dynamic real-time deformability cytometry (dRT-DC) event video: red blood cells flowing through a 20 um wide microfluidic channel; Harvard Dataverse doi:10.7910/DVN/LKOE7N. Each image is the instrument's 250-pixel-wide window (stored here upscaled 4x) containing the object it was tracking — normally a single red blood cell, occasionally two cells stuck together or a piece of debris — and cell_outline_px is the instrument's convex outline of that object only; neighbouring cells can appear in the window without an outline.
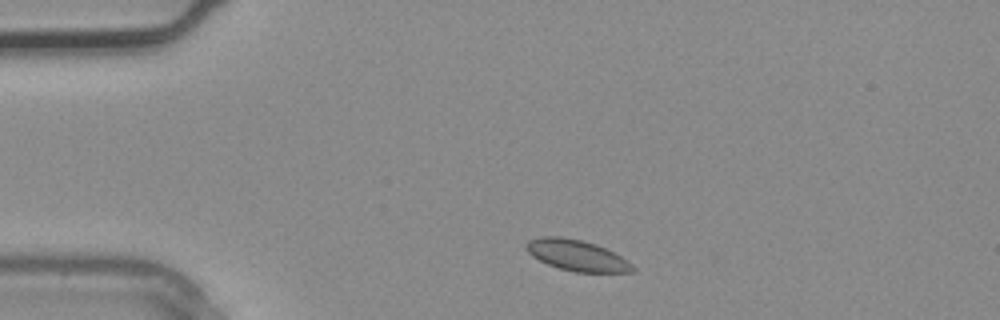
{"species": "common noctule bat (a hibernating species)", "species_latin": "Nyctalus noctula", "temperature_condition": "warm", "stored_images_in_passage": 2, "camera_frame_rate_fps": 3000, "um_per_image_px": 0.085, "animal": {"sex": "male", "body_mass_g": 20.4}, "frame": {"image": 1, "passage_image": 1, "time_ms": 0.0, "image_size_px": [1000, 320], "cell_outline_px": [[636, 268], [632, 272], [576, 272], [560, 268], [548, 264], [532, 256], [524, 248], [524, 244], [528, 240], [544, 236], [560, 236], [584, 240], [596, 244], [628, 260]], "centroid_in_image_um": [49.01, 21.69], "position_along_channel_um": 36.0, "area_um2": 19.19}}